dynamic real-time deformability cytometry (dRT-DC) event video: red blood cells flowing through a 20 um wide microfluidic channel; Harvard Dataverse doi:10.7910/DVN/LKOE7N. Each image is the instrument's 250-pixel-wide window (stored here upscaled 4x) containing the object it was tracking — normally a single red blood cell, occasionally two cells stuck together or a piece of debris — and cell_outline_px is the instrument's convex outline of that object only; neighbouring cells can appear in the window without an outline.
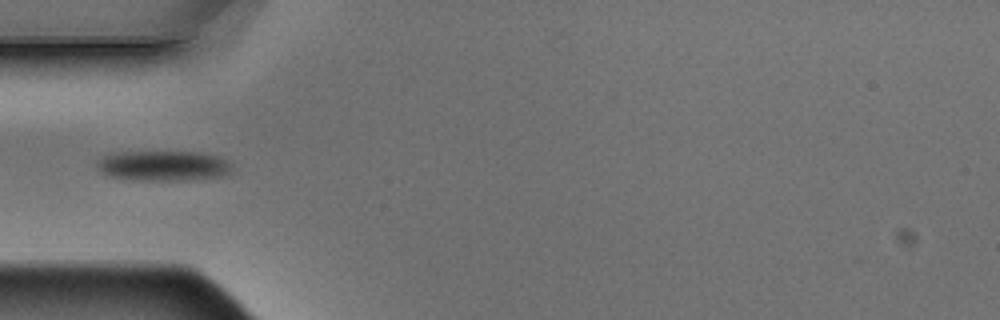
{"species": "Egyptian fruit bat (a non-hibernating species)", "species_latin": "Rousettus aegyptiacus", "temperature_condition": "warm", "stored_images_in_passage": 2, "camera_frame_rate_fps": 3000, "um_per_image_px": 0.085, "animal": {"sex": "male"}, "frame": {"image": 1, "passage_image": 1, "time_ms": 0.0, "image_size_px": [1000, 320], "cell_outline_px": [[232, 172], [224, 176], [196, 180], [136, 180], [108, 176], [100, 172], [96, 168], [96, 164], [104, 156], [116, 152], [200, 152], [216, 156], [228, 160], [232, 164]], "centroid_in_image_um": [13.92, 14.1], "position_along_channel_um": 71.1, "area_um2": 24.04}}
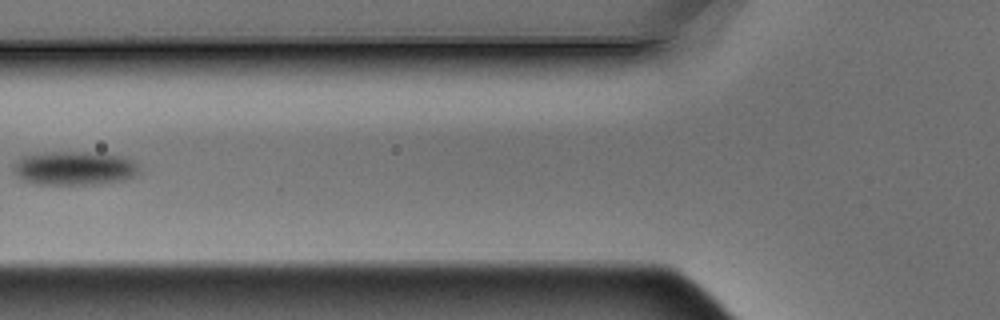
{"frame": {"image": 2, "passage_image": 2, "time_ms": 0.333, "image_size_px": [1000, 320], "cell_outline_px": [[140, 172], [136, 176], [124, 180], [96, 184], [36, 184], [24, 180], [12, 172], [12, 164], [20, 156], [52, 152], [88, 152], [124, 156], [132, 160], [140, 168]], "centroid_in_image_um": [6.32, 14.3], "position_along_channel_um": 119.5, "area_um2": 25.03}}